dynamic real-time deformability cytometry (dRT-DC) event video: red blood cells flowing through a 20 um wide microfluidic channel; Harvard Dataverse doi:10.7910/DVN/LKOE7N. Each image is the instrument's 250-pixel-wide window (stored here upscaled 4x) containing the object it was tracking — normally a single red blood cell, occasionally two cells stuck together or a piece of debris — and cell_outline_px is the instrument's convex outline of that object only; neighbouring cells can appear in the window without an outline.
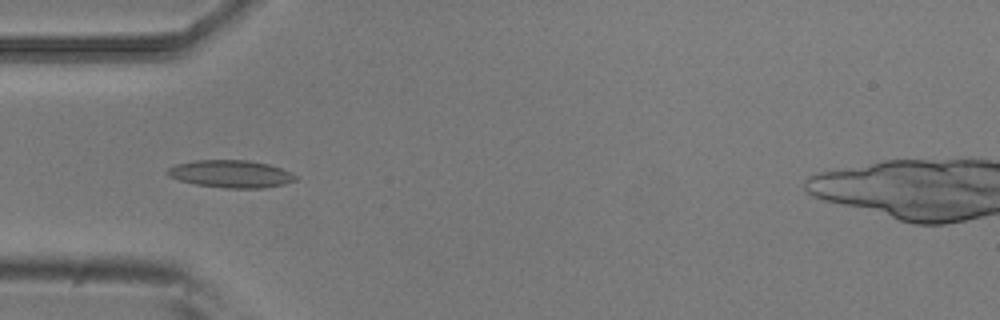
{"species": "common noctule bat (a hibernating species)", "species_latin": "Nyctalus noctula", "temperature_condition": "room temperature", "stored_images_in_passage": 5, "camera_frame_rate_fps": 3000, "um_per_image_px": 0.085, "animal": {"sex": "male", "body_mass_g": 20.5, "forearm_length_mm": 52.5}, "frame": {"image": 1, "passage_image": 3, "time_ms": 0.667, "image_size_px": [1000, 320], "cell_outline_px": [[296, 180], [284, 184], [264, 188], [224, 188], [196, 184], [180, 180], [168, 176], [168, 168], [176, 164], [196, 160], [248, 160], [268, 164], [292, 172], [296, 176]], "centroid_in_image_um": [19.64, 14.78], "position_along_channel_um": 65.4, "area_um2": 20.4}}
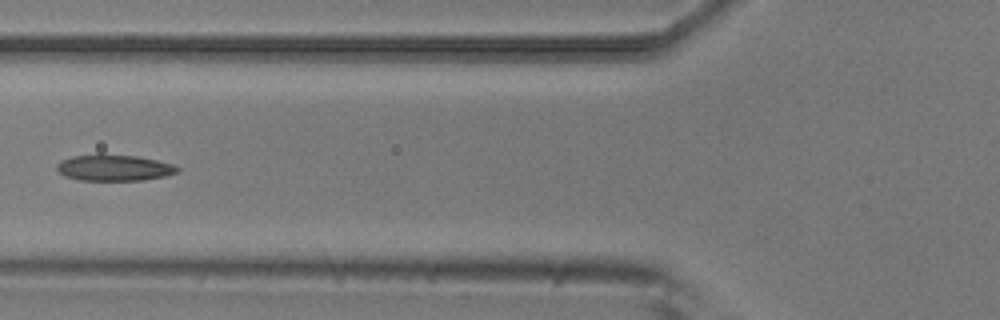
{"frame": {"image": 2, "passage_image": 4, "time_ms": 1.0, "image_size_px": [1000, 320], "cell_outline_px": [[180, 168], [176, 172], [164, 176], [144, 180], [80, 180], [64, 176], [56, 168], [56, 164], [72, 156], [100, 152], [136, 156], [156, 160], [172, 164]], "centroid_in_image_um": [9.66, 14.23], "position_along_channel_um": 116.1, "area_um2": 18.61}}
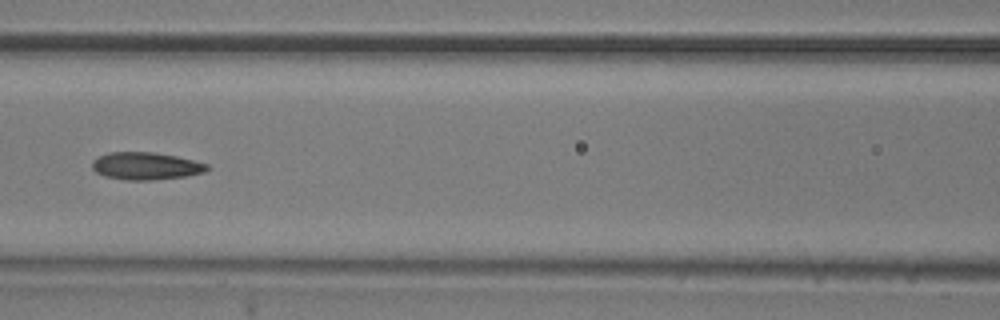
{"frame": {"image": 3, "passage_image": 5, "time_ms": 1.333, "image_size_px": [1000, 320], "cell_outline_px": [[212, 168], [204, 172], [184, 176], [152, 180], [124, 180], [104, 176], [96, 172], [92, 168], [92, 160], [108, 152], [152, 152], [176, 156], [208, 164]], "centroid_in_image_um": [12.39, 14.11], "position_along_channel_um": 154.2, "area_um2": 18.38}}